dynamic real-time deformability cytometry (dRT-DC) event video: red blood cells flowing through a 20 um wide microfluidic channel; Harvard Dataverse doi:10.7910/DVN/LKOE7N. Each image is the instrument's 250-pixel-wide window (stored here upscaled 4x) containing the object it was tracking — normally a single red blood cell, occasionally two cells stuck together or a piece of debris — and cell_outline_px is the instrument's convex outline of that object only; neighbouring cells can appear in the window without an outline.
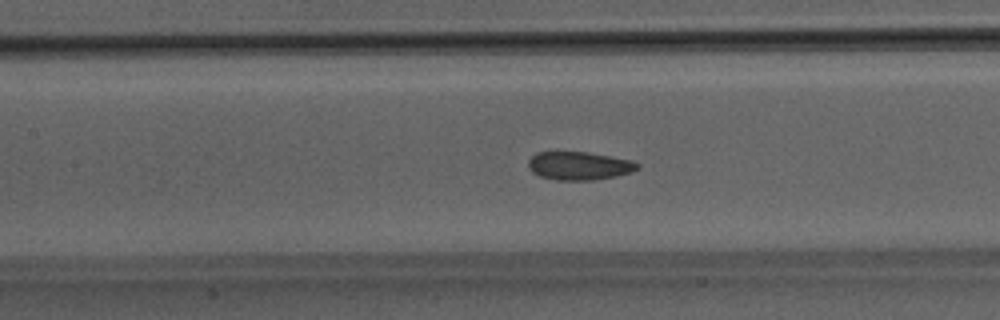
{"species": "Egyptian fruit bat (a non-hibernating species)", "species_latin": "Rousettus aegyptiacus", "temperature_condition": "room temperature", "stored_images_in_passage": 50, "camera_frame_rate_fps": 3000, "um_per_image_px": 0.085, "animal": {"sex": "male"}, "frame": {"image": 1, "passage_image": 23, "time_ms": 7.333, "image_size_px": [1000, 320], "cell_outline_px": [[640, 168], [632, 172], [616, 176], [592, 180], [556, 180], [540, 176], [532, 172], [528, 168], [528, 160], [536, 152], [588, 152], [632, 160], [640, 164]], "centroid_in_image_um": [49.24, 14.09], "position_along_channel_um": 158.2, "area_um2": 18.09}}
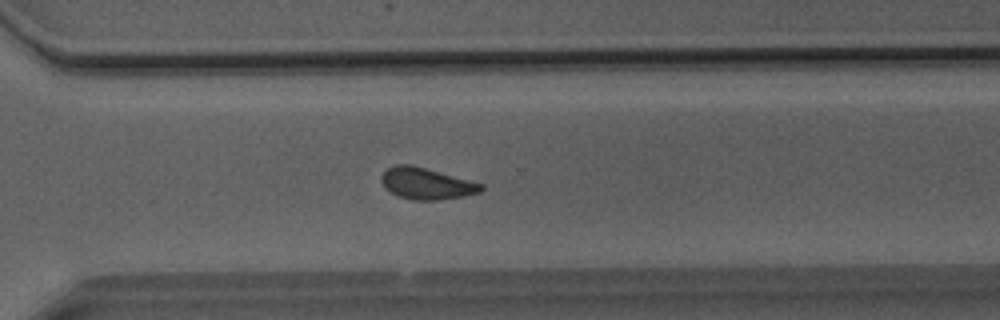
{"frame": {"image": 2, "passage_image": 36, "time_ms": 11.667, "image_size_px": [1000, 320], "cell_outline_px": [[484, 188], [480, 192], [464, 196], [436, 200], [412, 200], [396, 196], [384, 188], [380, 180], [380, 176], [392, 164], [412, 164], [484, 184]], "centroid_in_image_um": [36.2, 15.6], "position_along_channel_um": 334.4, "area_um2": 18.55}}
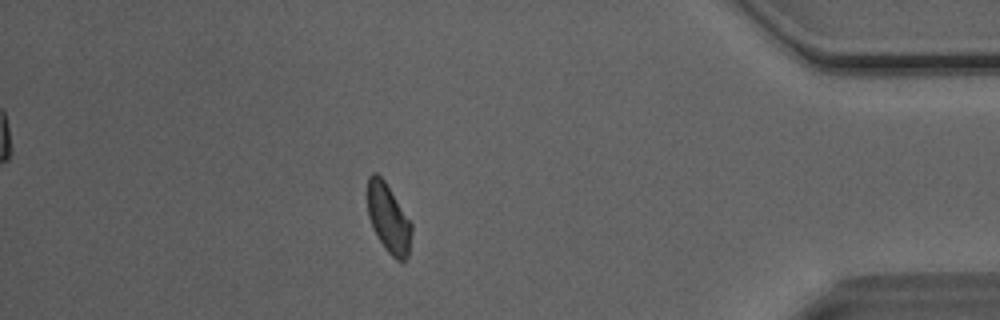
{"frame": {"image": 3, "passage_image": 44, "time_ms": 14.333, "image_size_px": [1000, 320], "cell_outline_px": [[412, 232], [408, 256], [404, 260], [396, 260], [384, 248], [372, 228], [368, 216], [368, 176], [372, 172], [376, 172], [384, 180], [412, 224]], "centroid_in_image_um": [33.01, 18.57], "position_along_channel_um": 402.2, "area_um2": 17.57}, "authors_computed_cell_mechanics": {"area_um2": 18.5827, "velocity_mm_per_s": 4.0743, "shape_relaxation_time_tau1_ms": null, "shape_relaxation_time_tau2_ms": 1.8164, "deformation_change_tau1": null, "deformation_change_tau2": 0.0763}}